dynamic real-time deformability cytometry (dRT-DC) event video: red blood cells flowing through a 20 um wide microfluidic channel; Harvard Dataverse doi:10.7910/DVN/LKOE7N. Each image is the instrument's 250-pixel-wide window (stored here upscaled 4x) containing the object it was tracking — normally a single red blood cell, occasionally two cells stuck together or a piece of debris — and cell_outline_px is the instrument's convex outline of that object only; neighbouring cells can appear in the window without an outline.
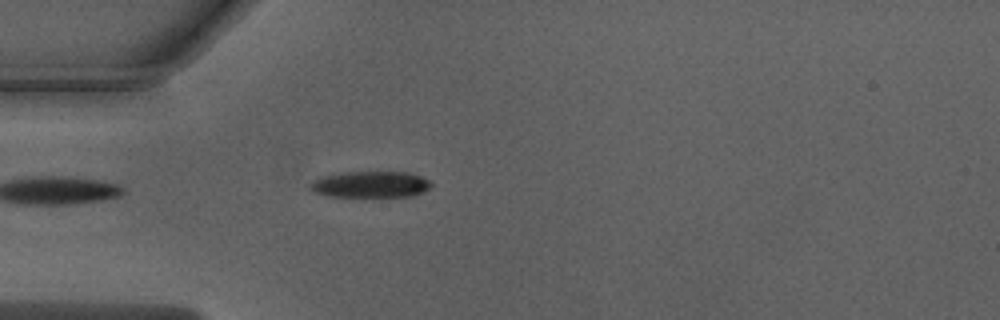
{"species": "Egyptian fruit bat (a non-hibernating species)", "species_latin": "Rousettus aegyptiacus", "temperature_condition": "warm", "stored_images_in_passage": 39, "camera_frame_rate_fps": 3000, "um_per_image_px": 0.085, "animal": {"sex": "male"}, "frame": {"image": 1, "passage_image": 3, "time_ms": 0.667, "image_size_px": [1000, 320], "cell_outline_px": [[432, 184], [424, 192], [408, 196], [332, 196], [316, 192], [308, 188], [312, 180], [320, 176], [344, 172], [408, 172], [432, 180]], "centroid_in_image_um": [31.5, 15.66], "position_along_channel_um": 53.5, "area_um2": 18.5}}
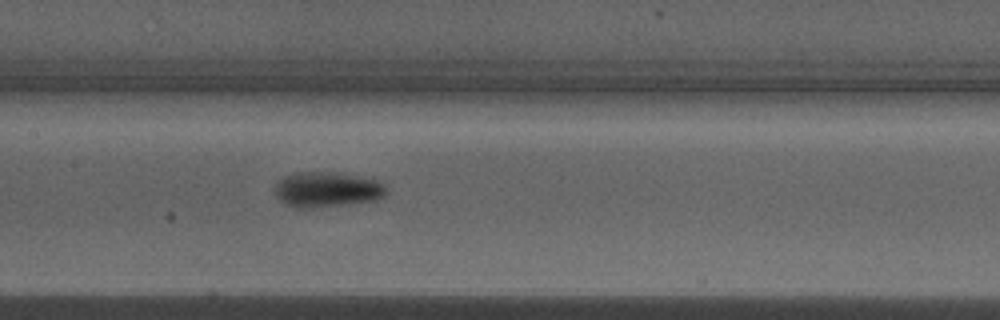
{"frame": {"image": 2, "passage_image": 13, "time_ms": 4.0, "image_size_px": [1000, 320], "cell_outline_px": [[388, 192], [384, 196], [372, 200], [344, 204], [304, 208], [296, 208], [284, 204], [276, 196], [272, 188], [276, 180], [292, 172], [336, 172], [376, 180], [384, 184], [388, 188]], "centroid_in_image_um": [27.71, 16.09], "position_along_channel_um": 179.7, "area_um2": 23.06}}
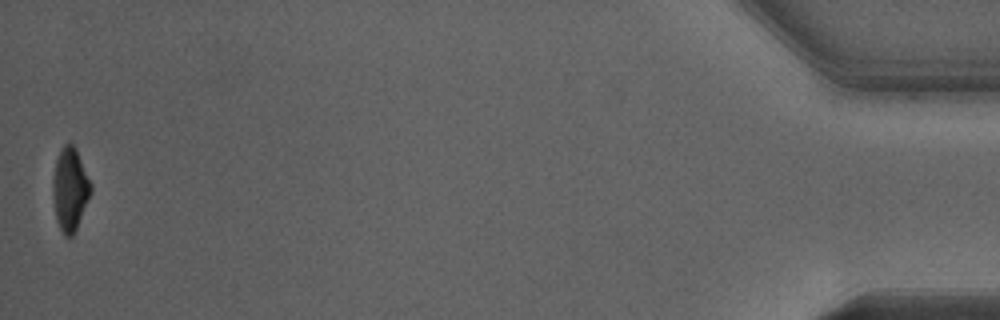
{"frame": {"image": 3, "passage_image": 39, "time_ms": 12.667, "image_size_px": [1000, 320], "cell_outline_px": [[92, 192], [76, 228], [72, 236], [64, 236], [56, 220], [52, 188], [56, 160], [64, 144], [72, 144], [76, 148], [92, 184]], "centroid_in_image_um": [5.97, 16.09], "position_along_channel_um": 429.2, "area_um2": 18.15}, "authors_computed_cell_mechanics": {"area_um2": 20.0566, "velocity_mm_per_s": 4.025, "shape_relaxation_time_tau1_ms": 2.002, "shape_relaxation_time_tau2_ms": null, "deformation_change_tau1": 0.1539, "deformation_change_tau2": null}}